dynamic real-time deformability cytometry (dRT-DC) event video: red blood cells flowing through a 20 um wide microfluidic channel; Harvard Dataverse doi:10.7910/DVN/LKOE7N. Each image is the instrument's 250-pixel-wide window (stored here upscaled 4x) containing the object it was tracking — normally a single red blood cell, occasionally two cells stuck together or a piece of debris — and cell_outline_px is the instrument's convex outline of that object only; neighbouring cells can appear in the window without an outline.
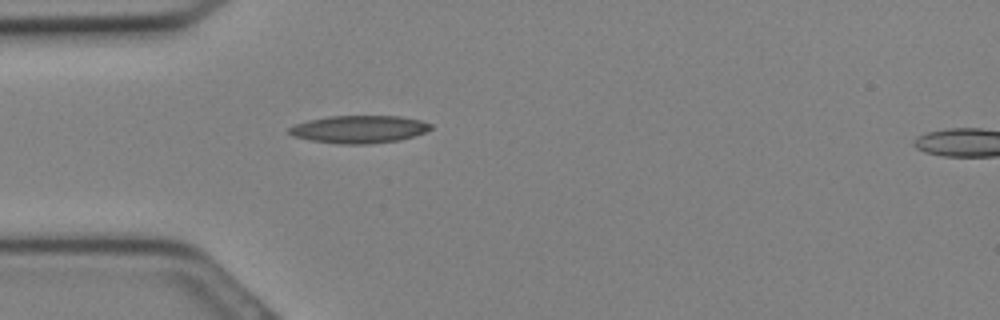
{"species": "Egyptian fruit bat (a non-hibernating species)", "species_latin": "Rousettus aegyptiacus", "temperature_condition": "cold", "stored_images_in_passage": 7, "camera_frame_rate_fps": 3000, "um_per_image_px": 0.085, "animal": {"sex": "female"}, "frame": {"image": 1, "passage_image": 1, "time_ms": 0.0, "image_size_px": [1000, 320], "cell_outline_px": [[432, 128], [424, 132], [400, 140], [368, 144], [340, 144], [308, 140], [292, 136], [288, 132], [288, 128], [296, 124], [308, 120], [328, 116], [400, 116], [420, 120], [432, 124]], "centroid_in_image_um": [30.49, 10.99], "position_along_channel_um": 54.5, "area_um2": 22.83}}
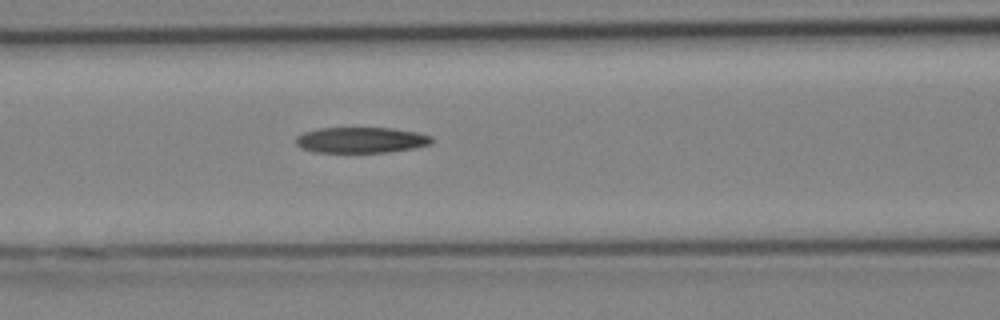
{"frame": {"image": 2, "passage_image": 5, "time_ms": 1.333, "image_size_px": [1000, 320], "cell_outline_px": [[432, 140], [428, 144], [412, 148], [388, 152], [316, 152], [300, 148], [296, 144], [296, 136], [304, 132], [320, 128], [392, 128], [416, 132], [432, 136]], "centroid_in_image_um": [30.65, 11.9], "position_along_channel_um": 136.0, "area_um2": 20.23}}
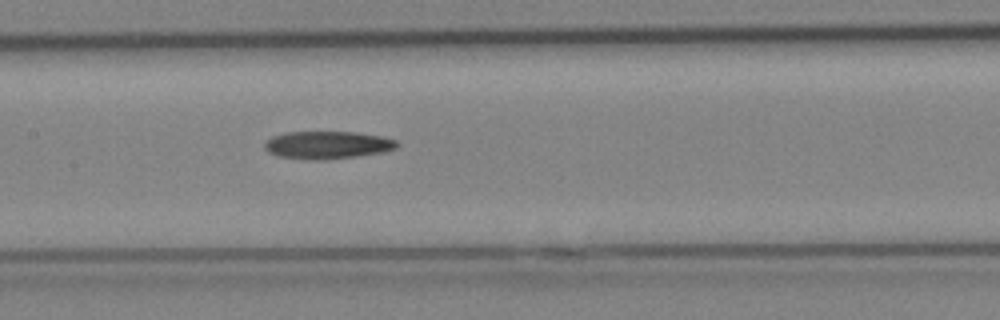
{"frame": {"image": 3, "passage_image": 7, "time_ms": 2.0, "image_size_px": [1000, 320], "cell_outline_px": [[400, 144], [396, 148], [384, 152], [328, 160], [312, 160], [280, 156], [268, 152], [264, 148], [264, 140], [272, 136], [288, 132], [356, 132], [384, 136], [396, 140]], "centroid_in_image_um": [27.85, 12.32], "position_along_channel_um": 179.6, "area_um2": 21.56}}